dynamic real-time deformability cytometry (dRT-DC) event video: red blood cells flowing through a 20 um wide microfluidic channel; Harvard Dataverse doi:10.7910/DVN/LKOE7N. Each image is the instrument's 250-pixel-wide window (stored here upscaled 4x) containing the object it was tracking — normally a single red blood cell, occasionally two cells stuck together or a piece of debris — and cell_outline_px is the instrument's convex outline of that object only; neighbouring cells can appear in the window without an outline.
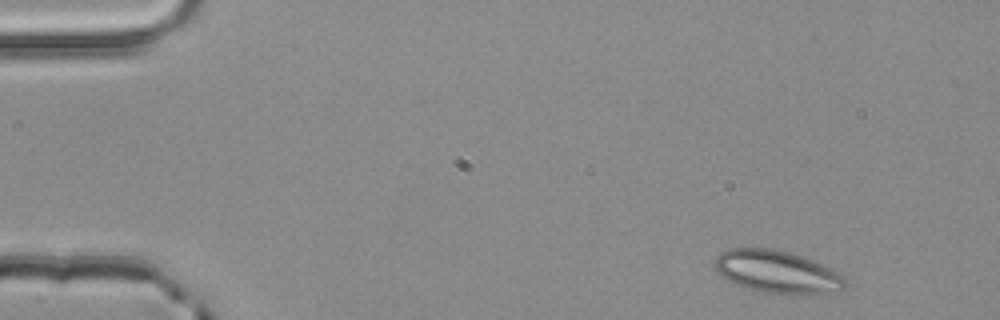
{"species": "common noctule bat (a hibernating species)", "species_latin": "Nyctalus noctula", "temperature_condition": "room temperature", "stored_images_in_passage": 3, "camera_frame_rate_fps": 3000, "um_per_image_px": 0.085, "animal": {"sex": "male", "body_mass_g": 20.4}, "frame": {"image": 1, "passage_image": 1, "time_ms": 0.0, "image_size_px": [1000, 320], "cell_outline_px": [[844, 288], [808, 296], [788, 296], [764, 292], [748, 288], [736, 284], [724, 276], [716, 268], [716, 256], [720, 252], [728, 248], [772, 248], [804, 256], [844, 276]], "centroid_in_image_um": [66.06, 23.12], "position_along_channel_um": 18.9, "area_um2": 32.25}}